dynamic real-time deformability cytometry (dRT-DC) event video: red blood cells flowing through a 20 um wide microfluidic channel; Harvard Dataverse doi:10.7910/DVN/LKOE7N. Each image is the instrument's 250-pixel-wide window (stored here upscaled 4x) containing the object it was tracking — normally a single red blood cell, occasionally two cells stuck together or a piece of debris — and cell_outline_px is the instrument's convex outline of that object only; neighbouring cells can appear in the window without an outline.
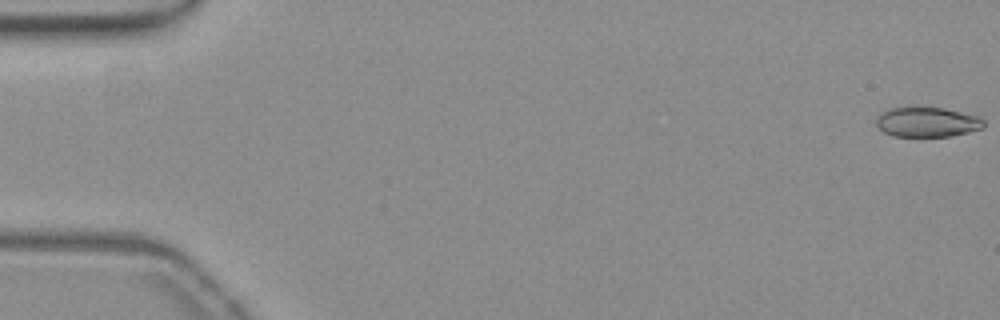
{"species": "common noctule bat (a hibernating species)", "species_latin": "Nyctalus noctula", "temperature_condition": "warm", "stored_images_in_passage": 10, "camera_frame_rate_fps": 3000, "um_per_image_px": 0.085, "animal": {"sex": "female", "body_mass_g": 19.3, "forearm_length_mm": 54.1}, "frame": {"image": 1, "passage_image": 1, "time_ms": 0.0, "image_size_px": [1000, 320], "cell_outline_px": [[984, 128], [952, 136], [892, 136], [884, 132], [876, 124], [876, 116], [880, 112], [888, 108], [944, 108], [976, 116], [984, 120]], "centroid_in_image_um": [78.78, 10.38], "position_along_channel_um": 6.2, "area_um2": 18.55}}